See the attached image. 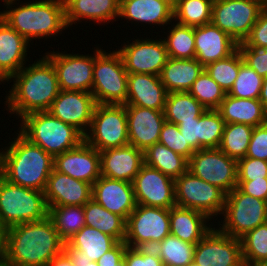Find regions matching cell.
<instances>
[{"instance_id": "cell-30", "label": "cell", "mask_w": 267, "mask_h": 266, "mask_svg": "<svg viewBox=\"0 0 267 266\" xmlns=\"http://www.w3.org/2000/svg\"><path fill=\"white\" fill-rule=\"evenodd\" d=\"M217 110L225 123L256 127L267 122V111L259 99L237 98L226 93Z\"/></svg>"}, {"instance_id": "cell-7", "label": "cell", "mask_w": 267, "mask_h": 266, "mask_svg": "<svg viewBox=\"0 0 267 266\" xmlns=\"http://www.w3.org/2000/svg\"><path fill=\"white\" fill-rule=\"evenodd\" d=\"M95 48L91 94L96 104L125 105L128 73L120 53Z\"/></svg>"}, {"instance_id": "cell-14", "label": "cell", "mask_w": 267, "mask_h": 266, "mask_svg": "<svg viewBox=\"0 0 267 266\" xmlns=\"http://www.w3.org/2000/svg\"><path fill=\"white\" fill-rule=\"evenodd\" d=\"M193 262L199 266H243L241 240L213 227L196 244Z\"/></svg>"}, {"instance_id": "cell-4", "label": "cell", "mask_w": 267, "mask_h": 266, "mask_svg": "<svg viewBox=\"0 0 267 266\" xmlns=\"http://www.w3.org/2000/svg\"><path fill=\"white\" fill-rule=\"evenodd\" d=\"M1 1L5 2L7 10L0 11V18L29 43L33 39L57 36L68 28L63 0H33L21 5H18L20 0Z\"/></svg>"}, {"instance_id": "cell-27", "label": "cell", "mask_w": 267, "mask_h": 266, "mask_svg": "<svg viewBox=\"0 0 267 266\" xmlns=\"http://www.w3.org/2000/svg\"><path fill=\"white\" fill-rule=\"evenodd\" d=\"M169 217L170 234L187 243L197 244L213 226L208 223L211 219L207 215L189 208L173 206Z\"/></svg>"}, {"instance_id": "cell-33", "label": "cell", "mask_w": 267, "mask_h": 266, "mask_svg": "<svg viewBox=\"0 0 267 266\" xmlns=\"http://www.w3.org/2000/svg\"><path fill=\"white\" fill-rule=\"evenodd\" d=\"M144 164L174 180L188 170V160L165 145L155 143L144 151Z\"/></svg>"}, {"instance_id": "cell-13", "label": "cell", "mask_w": 267, "mask_h": 266, "mask_svg": "<svg viewBox=\"0 0 267 266\" xmlns=\"http://www.w3.org/2000/svg\"><path fill=\"white\" fill-rule=\"evenodd\" d=\"M188 171L226 194L237 187V160L219 148L201 149L188 160Z\"/></svg>"}, {"instance_id": "cell-22", "label": "cell", "mask_w": 267, "mask_h": 266, "mask_svg": "<svg viewBox=\"0 0 267 266\" xmlns=\"http://www.w3.org/2000/svg\"><path fill=\"white\" fill-rule=\"evenodd\" d=\"M44 195L48 206H84L92 198V185L53 168Z\"/></svg>"}, {"instance_id": "cell-51", "label": "cell", "mask_w": 267, "mask_h": 266, "mask_svg": "<svg viewBox=\"0 0 267 266\" xmlns=\"http://www.w3.org/2000/svg\"><path fill=\"white\" fill-rule=\"evenodd\" d=\"M238 45H257L267 48V8L263 7L250 35Z\"/></svg>"}, {"instance_id": "cell-41", "label": "cell", "mask_w": 267, "mask_h": 266, "mask_svg": "<svg viewBox=\"0 0 267 266\" xmlns=\"http://www.w3.org/2000/svg\"><path fill=\"white\" fill-rule=\"evenodd\" d=\"M188 93L208 110H217L226 95V92L205 69L193 82Z\"/></svg>"}, {"instance_id": "cell-61", "label": "cell", "mask_w": 267, "mask_h": 266, "mask_svg": "<svg viewBox=\"0 0 267 266\" xmlns=\"http://www.w3.org/2000/svg\"><path fill=\"white\" fill-rule=\"evenodd\" d=\"M0 266H14V265H11L7 262H2V263H0Z\"/></svg>"}, {"instance_id": "cell-49", "label": "cell", "mask_w": 267, "mask_h": 266, "mask_svg": "<svg viewBox=\"0 0 267 266\" xmlns=\"http://www.w3.org/2000/svg\"><path fill=\"white\" fill-rule=\"evenodd\" d=\"M124 259L127 266H164L152 248L126 247Z\"/></svg>"}, {"instance_id": "cell-16", "label": "cell", "mask_w": 267, "mask_h": 266, "mask_svg": "<svg viewBox=\"0 0 267 266\" xmlns=\"http://www.w3.org/2000/svg\"><path fill=\"white\" fill-rule=\"evenodd\" d=\"M128 74L144 73L160 76L169 58L163 39H135L117 50Z\"/></svg>"}, {"instance_id": "cell-29", "label": "cell", "mask_w": 267, "mask_h": 266, "mask_svg": "<svg viewBox=\"0 0 267 266\" xmlns=\"http://www.w3.org/2000/svg\"><path fill=\"white\" fill-rule=\"evenodd\" d=\"M138 24L167 26L173 20V9L162 0H120L119 18ZM171 22V23H170Z\"/></svg>"}, {"instance_id": "cell-55", "label": "cell", "mask_w": 267, "mask_h": 266, "mask_svg": "<svg viewBox=\"0 0 267 266\" xmlns=\"http://www.w3.org/2000/svg\"><path fill=\"white\" fill-rule=\"evenodd\" d=\"M64 251L70 256L75 266H99L97 262L90 261L87 255L73 248L68 242H65Z\"/></svg>"}, {"instance_id": "cell-34", "label": "cell", "mask_w": 267, "mask_h": 266, "mask_svg": "<svg viewBox=\"0 0 267 266\" xmlns=\"http://www.w3.org/2000/svg\"><path fill=\"white\" fill-rule=\"evenodd\" d=\"M89 257L90 261L97 262L100 257L113 248L118 242L97 228L85 225L79 232L67 241Z\"/></svg>"}, {"instance_id": "cell-3", "label": "cell", "mask_w": 267, "mask_h": 266, "mask_svg": "<svg viewBox=\"0 0 267 266\" xmlns=\"http://www.w3.org/2000/svg\"><path fill=\"white\" fill-rule=\"evenodd\" d=\"M0 152V175L7 181L25 188L44 192L54 168V158L20 132Z\"/></svg>"}, {"instance_id": "cell-31", "label": "cell", "mask_w": 267, "mask_h": 266, "mask_svg": "<svg viewBox=\"0 0 267 266\" xmlns=\"http://www.w3.org/2000/svg\"><path fill=\"white\" fill-rule=\"evenodd\" d=\"M204 70V66L196 59L168 58L163 67L160 79L167 93L188 92L193 82Z\"/></svg>"}, {"instance_id": "cell-52", "label": "cell", "mask_w": 267, "mask_h": 266, "mask_svg": "<svg viewBox=\"0 0 267 266\" xmlns=\"http://www.w3.org/2000/svg\"><path fill=\"white\" fill-rule=\"evenodd\" d=\"M127 245L124 241L118 242L113 248L108 252L104 253L97 263L99 266H127L124 253Z\"/></svg>"}, {"instance_id": "cell-57", "label": "cell", "mask_w": 267, "mask_h": 266, "mask_svg": "<svg viewBox=\"0 0 267 266\" xmlns=\"http://www.w3.org/2000/svg\"><path fill=\"white\" fill-rule=\"evenodd\" d=\"M47 266H75L70 256L63 251L60 255L53 258Z\"/></svg>"}, {"instance_id": "cell-58", "label": "cell", "mask_w": 267, "mask_h": 266, "mask_svg": "<svg viewBox=\"0 0 267 266\" xmlns=\"http://www.w3.org/2000/svg\"><path fill=\"white\" fill-rule=\"evenodd\" d=\"M259 101L262 103L265 110L267 111V76L264 77V79H263V85L261 88Z\"/></svg>"}, {"instance_id": "cell-11", "label": "cell", "mask_w": 267, "mask_h": 266, "mask_svg": "<svg viewBox=\"0 0 267 266\" xmlns=\"http://www.w3.org/2000/svg\"><path fill=\"white\" fill-rule=\"evenodd\" d=\"M226 193L186 171L175 179L176 206L197 210L210 219L223 213Z\"/></svg>"}, {"instance_id": "cell-60", "label": "cell", "mask_w": 267, "mask_h": 266, "mask_svg": "<svg viewBox=\"0 0 267 266\" xmlns=\"http://www.w3.org/2000/svg\"><path fill=\"white\" fill-rule=\"evenodd\" d=\"M244 266H267V262H262V263H244Z\"/></svg>"}, {"instance_id": "cell-53", "label": "cell", "mask_w": 267, "mask_h": 266, "mask_svg": "<svg viewBox=\"0 0 267 266\" xmlns=\"http://www.w3.org/2000/svg\"><path fill=\"white\" fill-rule=\"evenodd\" d=\"M237 187L243 193L267 201V178L253 181H237Z\"/></svg>"}, {"instance_id": "cell-9", "label": "cell", "mask_w": 267, "mask_h": 266, "mask_svg": "<svg viewBox=\"0 0 267 266\" xmlns=\"http://www.w3.org/2000/svg\"><path fill=\"white\" fill-rule=\"evenodd\" d=\"M84 141L99 152L129 144L125 105L96 104Z\"/></svg>"}, {"instance_id": "cell-21", "label": "cell", "mask_w": 267, "mask_h": 266, "mask_svg": "<svg viewBox=\"0 0 267 266\" xmlns=\"http://www.w3.org/2000/svg\"><path fill=\"white\" fill-rule=\"evenodd\" d=\"M92 199L125 220L128 219L137 205L131 182L105 176H100L92 185Z\"/></svg>"}, {"instance_id": "cell-37", "label": "cell", "mask_w": 267, "mask_h": 266, "mask_svg": "<svg viewBox=\"0 0 267 266\" xmlns=\"http://www.w3.org/2000/svg\"><path fill=\"white\" fill-rule=\"evenodd\" d=\"M195 247L196 244L184 242L170 234L152 249L164 266H187L193 262Z\"/></svg>"}, {"instance_id": "cell-32", "label": "cell", "mask_w": 267, "mask_h": 266, "mask_svg": "<svg viewBox=\"0 0 267 266\" xmlns=\"http://www.w3.org/2000/svg\"><path fill=\"white\" fill-rule=\"evenodd\" d=\"M85 224L112 236L117 242H122L126 237V220L118 214L112 213L90 199L83 206Z\"/></svg>"}, {"instance_id": "cell-38", "label": "cell", "mask_w": 267, "mask_h": 266, "mask_svg": "<svg viewBox=\"0 0 267 266\" xmlns=\"http://www.w3.org/2000/svg\"><path fill=\"white\" fill-rule=\"evenodd\" d=\"M168 27V35L163 40L168 56L174 59H193L196 56L194 27L178 23ZM170 28V29H169Z\"/></svg>"}, {"instance_id": "cell-26", "label": "cell", "mask_w": 267, "mask_h": 266, "mask_svg": "<svg viewBox=\"0 0 267 266\" xmlns=\"http://www.w3.org/2000/svg\"><path fill=\"white\" fill-rule=\"evenodd\" d=\"M29 42L0 18V81L7 82L26 64Z\"/></svg>"}, {"instance_id": "cell-54", "label": "cell", "mask_w": 267, "mask_h": 266, "mask_svg": "<svg viewBox=\"0 0 267 266\" xmlns=\"http://www.w3.org/2000/svg\"><path fill=\"white\" fill-rule=\"evenodd\" d=\"M178 128L185 141L195 150H199V118L194 121H182Z\"/></svg>"}, {"instance_id": "cell-1", "label": "cell", "mask_w": 267, "mask_h": 266, "mask_svg": "<svg viewBox=\"0 0 267 266\" xmlns=\"http://www.w3.org/2000/svg\"><path fill=\"white\" fill-rule=\"evenodd\" d=\"M11 79L13 85L5 98V105L10 114L16 113L20 119L29 113L48 111L61 91L56 70L45 55L22 67L7 82Z\"/></svg>"}, {"instance_id": "cell-2", "label": "cell", "mask_w": 267, "mask_h": 266, "mask_svg": "<svg viewBox=\"0 0 267 266\" xmlns=\"http://www.w3.org/2000/svg\"><path fill=\"white\" fill-rule=\"evenodd\" d=\"M64 248L65 242L49 217L20 223L8 228L5 262L14 266H47Z\"/></svg>"}, {"instance_id": "cell-62", "label": "cell", "mask_w": 267, "mask_h": 266, "mask_svg": "<svg viewBox=\"0 0 267 266\" xmlns=\"http://www.w3.org/2000/svg\"><path fill=\"white\" fill-rule=\"evenodd\" d=\"M252 1H256V2H258V3H261L263 6H264V4H265V0H252Z\"/></svg>"}, {"instance_id": "cell-63", "label": "cell", "mask_w": 267, "mask_h": 266, "mask_svg": "<svg viewBox=\"0 0 267 266\" xmlns=\"http://www.w3.org/2000/svg\"><path fill=\"white\" fill-rule=\"evenodd\" d=\"M187 266H199V265H197L194 262H192V263L188 264Z\"/></svg>"}, {"instance_id": "cell-5", "label": "cell", "mask_w": 267, "mask_h": 266, "mask_svg": "<svg viewBox=\"0 0 267 266\" xmlns=\"http://www.w3.org/2000/svg\"><path fill=\"white\" fill-rule=\"evenodd\" d=\"M20 120L18 132L53 158L74 149L84 140V136L77 129L52 116L48 111L29 113Z\"/></svg>"}, {"instance_id": "cell-39", "label": "cell", "mask_w": 267, "mask_h": 266, "mask_svg": "<svg viewBox=\"0 0 267 266\" xmlns=\"http://www.w3.org/2000/svg\"><path fill=\"white\" fill-rule=\"evenodd\" d=\"M254 127L241 123H225L219 149L235 160L246 157Z\"/></svg>"}, {"instance_id": "cell-15", "label": "cell", "mask_w": 267, "mask_h": 266, "mask_svg": "<svg viewBox=\"0 0 267 266\" xmlns=\"http://www.w3.org/2000/svg\"><path fill=\"white\" fill-rule=\"evenodd\" d=\"M63 53L59 51L45 53L56 70L60 90L91 93L94 55Z\"/></svg>"}, {"instance_id": "cell-19", "label": "cell", "mask_w": 267, "mask_h": 266, "mask_svg": "<svg viewBox=\"0 0 267 266\" xmlns=\"http://www.w3.org/2000/svg\"><path fill=\"white\" fill-rule=\"evenodd\" d=\"M54 169L93 185L101 176L100 152L83 140L74 149L55 156Z\"/></svg>"}, {"instance_id": "cell-24", "label": "cell", "mask_w": 267, "mask_h": 266, "mask_svg": "<svg viewBox=\"0 0 267 266\" xmlns=\"http://www.w3.org/2000/svg\"><path fill=\"white\" fill-rule=\"evenodd\" d=\"M101 176L133 182L144 165V151L133 145L109 148L100 152Z\"/></svg>"}, {"instance_id": "cell-48", "label": "cell", "mask_w": 267, "mask_h": 266, "mask_svg": "<svg viewBox=\"0 0 267 266\" xmlns=\"http://www.w3.org/2000/svg\"><path fill=\"white\" fill-rule=\"evenodd\" d=\"M267 178V161L244 157L237 161V181Z\"/></svg>"}, {"instance_id": "cell-46", "label": "cell", "mask_w": 267, "mask_h": 266, "mask_svg": "<svg viewBox=\"0 0 267 266\" xmlns=\"http://www.w3.org/2000/svg\"><path fill=\"white\" fill-rule=\"evenodd\" d=\"M158 143L165 145L170 150L185 157L187 160H189L195 152L181 135L178 125L168 121H165L162 126Z\"/></svg>"}, {"instance_id": "cell-47", "label": "cell", "mask_w": 267, "mask_h": 266, "mask_svg": "<svg viewBox=\"0 0 267 266\" xmlns=\"http://www.w3.org/2000/svg\"><path fill=\"white\" fill-rule=\"evenodd\" d=\"M243 61L261 76H267V48L257 45H238Z\"/></svg>"}, {"instance_id": "cell-23", "label": "cell", "mask_w": 267, "mask_h": 266, "mask_svg": "<svg viewBox=\"0 0 267 266\" xmlns=\"http://www.w3.org/2000/svg\"><path fill=\"white\" fill-rule=\"evenodd\" d=\"M195 58L206 67L227 58L238 49V43L212 23L194 27Z\"/></svg>"}, {"instance_id": "cell-59", "label": "cell", "mask_w": 267, "mask_h": 266, "mask_svg": "<svg viewBox=\"0 0 267 266\" xmlns=\"http://www.w3.org/2000/svg\"><path fill=\"white\" fill-rule=\"evenodd\" d=\"M162 1H164L172 9H174L178 5V3L180 2V0H162Z\"/></svg>"}, {"instance_id": "cell-18", "label": "cell", "mask_w": 267, "mask_h": 266, "mask_svg": "<svg viewBox=\"0 0 267 266\" xmlns=\"http://www.w3.org/2000/svg\"><path fill=\"white\" fill-rule=\"evenodd\" d=\"M95 105L94 97L89 92L61 90L48 112L72 125L84 136L90 127Z\"/></svg>"}, {"instance_id": "cell-42", "label": "cell", "mask_w": 267, "mask_h": 266, "mask_svg": "<svg viewBox=\"0 0 267 266\" xmlns=\"http://www.w3.org/2000/svg\"><path fill=\"white\" fill-rule=\"evenodd\" d=\"M243 62L242 55L237 49L227 58L210 63L204 69L228 93L238 76L239 68Z\"/></svg>"}, {"instance_id": "cell-40", "label": "cell", "mask_w": 267, "mask_h": 266, "mask_svg": "<svg viewBox=\"0 0 267 266\" xmlns=\"http://www.w3.org/2000/svg\"><path fill=\"white\" fill-rule=\"evenodd\" d=\"M214 0H180L173 9V20L185 26H202L211 23Z\"/></svg>"}, {"instance_id": "cell-35", "label": "cell", "mask_w": 267, "mask_h": 266, "mask_svg": "<svg viewBox=\"0 0 267 266\" xmlns=\"http://www.w3.org/2000/svg\"><path fill=\"white\" fill-rule=\"evenodd\" d=\"M205 110L188 92H171L167 93L163 112L166 121L179 125L182 121L198 119Z\"/></svg>"}, {"instance_id": "cell-45", "label": "cell", "mask_w": 267, "mask_h": 266, "mask_svg": "<svg viewBox=\"0 0 267 266\" xmlns=\"http://www.w3.org/2000/svg\"><path fill=\"white\" fill-rule=\"evenodd\" d=\"M263 79L253 68L243 62L238 76L227 94L237 98L259 99Z\"/></svg>"}, {"instance_id": "cell-50", "label": "cell", "mask_w": 267, "mask_h": 266, "mask_svg": "<svg viewBox=\"0 0 267 266\" xmlns=\"http://www.w3.org/2000/svg\"><path fill=\"white\" fill-rule=\"evenodd\" d=\"M246 157L267 161V122L254 127Z\"/></svg>"}, {"instance_id": "cell-6", "label": "cell", "mask_w": 267, "mask_h": 266, "mask_svg": "<svg viewBox=\"0 0 267 266\" xmlns=\"http://www.w3.org/2000/svg\"><path fill=\"white\" fill-rule=\"evenodd\" d=\"M48 212L44 192L13 184L0 175V221L5 226L41 221Z\"/></svg>"}, {"instance_id": "cell-10", "label": "cell", "mask_w": 267, "mask_h": 266, "mask_svg": "<svg viewBox=\"0 0 267 266\" xmlns=\"http://www.w3.org/2000/svg\"><path fill=\"white\" fill-rule=\"evenodd\" d=\"M170 235L169 209L137 204L126 220L125 244L152 248Z\"/></svg>"}, {"instance_id": "cell-20", "label": "cell", "mask_w": 267, "mask_h": 266, "mask_svg": "<svg viewBox=\"0 0 267 266\" xmlns=\"http://www.w3.org/2000/svg\"><path fill=\"white\" fill-rule=\"evenodd\" d=\"M129 144L145 151L158 143L164 124V112L140 106L125 105Z\"/></svg>"}, {"instance_id": "cell-56", "label": "cell", "mask_w": 267, "mask_h": 266, "mask_svg": "<svg viewBox=\"0 0 267 266\" xmlns=\"http://www.w3.org/2000/svg\"><path fill=\"white\" fill-rule=\"evenodd\" d=\"M8 227L0 221V263L5 262L7 252Z\"/></svg>"}, {"instance_id": "cell-64", "label": "cell", "mask_w": 267, "mask_h": 266, "mask_svg": "<svg viewBox=\"0 0 267 266\" xmlns=\"http://www.w3.org/2000/svg\"><path fill=\"white\" fill-rule=\"evenodd\" d=\"M264 7H266V8H267V0H265V4H264Z\"/></svg>"}, {"instance_id": "cell-43", "label": "cell", "mask_w": 267, "mask_h": 266, "mask_svg": "<svg viewBox=\"0 0 267 266\" xmlns=\"http://www.w3.org/2000/svg\"><path fill=\"white\" fill-rule=\"evenodd\" d=\"M225 121L218 110H208L199 117V150L219 148Z\"/></svg>"}, {"instance_id": "cell-25", "label": "cell", "mask_w": 267, "mask_h": 266, "mask_svg": "<svg viewBox=\"0 0 267 266\" xmlns=\"http://www.w3.org/2000/svg\"><path fill=\"white\" fill-rule=\"evenodd\" d=\"M167 91L160 76L144 73L128 74L125 105L164 111Z\"/></svg>"}, {"instance_id": "cell-8", "label": "cell", "mask_w": 267, "mask_h": 266, "mask_svg": "<svg viewBox=\"0 0 267 266\" xmlns=\"http://www.w3.org/2000/svg\"><path fill=\"white\" fill-rule=\"evenodd\" d=\"M223 223L218 229L234 238H241L247 232L267 222V201L243 193L235 187L226 194Z\"/></svg>"}, {"instance_id": "cell-36", "label": "cell", "mask_w": 267, "mask_h": 266, "mask_svg": "<svg viewBox=\"0 0 267 266\" xmlns=\"http://www.w3.org/2000/svg\"><path fill=\"white\" fill-rule=\"evenodd\" d=\"M48 208V217L64 242H67L86 225L83 206H48Z\"/></svg>"}, {"instance_id": "cell-17", "label": "cell", "mask_w": 267, "mask_h": 266, "mask_svg": "<svg viewBox=\"0 0 267 266\" xmlns=\"http://www.w3.org/2000/svg\"><path fill=\"white\" fill-rule=\"evenodd\" d=\"M132 184L136 204L166 209L176 206L175 180L158 169L144 164Z\"/></svg>"}, {"instance_id": "cell-28", "label": "cell", "mask_w": 267, "mask_h": 266, "mask_svg": "<svg viewBox=\"0 0 267 266\" xmlns=\"http://www.w3.org/2000/svg\"><path fill=\"white\" fill-rule=\"evenodd\" d=\"M67 26L80 20L110 23L119 18L120 0H63ZM110 21V22H109Z\"/></svg>"}, {"instance_id": "cell-12", "label": "cell", "mask_w": 267, "mask_h": 266, "mask_svg": "<svg viewBox=\"0 0 267 266\" xmlns=\"http://www.w3.org/2000/svg\"><path fill=\"white\" fill-rule=\"evenodd\" d=\"M263 7L252 0H214L211 23L241 43L250 35Z\"/></svg>"}, {"instance_id": "cell-44", "label": "cell", "mask_w": 267, "mask_h": 266, "mask_svg": "<svg viewBox=\"0 0 267 266\" xmlns=\"http://www.w3.org/2000/svg\"><path fill=\"white\" fill-rule=\"evenodd\" d=\"M243 263L267 262V222L240 238Z\"/></svg>"}]
</instances>
